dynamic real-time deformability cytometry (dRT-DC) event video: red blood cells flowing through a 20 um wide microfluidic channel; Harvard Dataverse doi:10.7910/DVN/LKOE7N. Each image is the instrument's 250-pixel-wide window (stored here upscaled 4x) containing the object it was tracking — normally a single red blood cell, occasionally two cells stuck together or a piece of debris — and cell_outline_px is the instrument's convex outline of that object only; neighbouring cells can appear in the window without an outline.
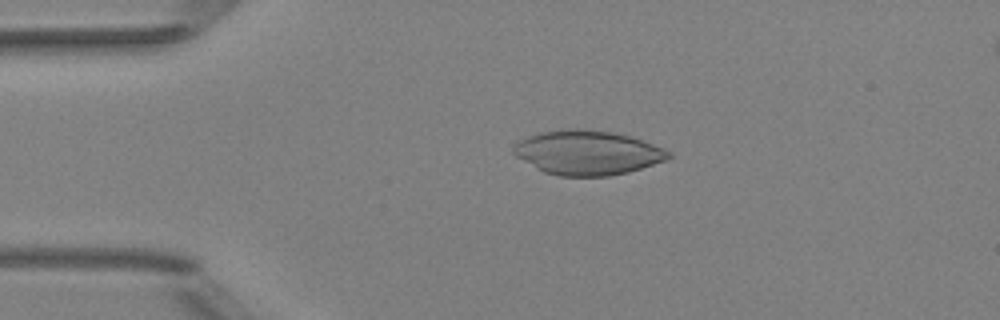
{"species": "Egyptian fruit bat (a non-hibernating species)", "species_latin": "Rousettus aegyptiacus", "temperature_condition": "room temperature", "stored_images_in_passage": 3, "camera_frame_rate_fps": 3000, "um_per_image_px": 0.085, "animal": {"sex": "female"}, "frame": {"image": 1, "passage_image": 1, "time_ms": 0.0, "image_size_px": [1000, 320], "cell_outline_px": [[672, 156], [668, 160], [628, 172], [608, 176], [560, 176], [544, 172], [536, 168], [516, 156], [512, 152], [512, 148], [520, 140], [528, 136], [540, 132], [572, 128], [584, 128], [612, 132], [628, 136], [664, 148], [672, 152]], "centroid_in_image_um": [49.95, 12.97], "position_along_channel_um": 35.1, "area_um2": 40.06}}